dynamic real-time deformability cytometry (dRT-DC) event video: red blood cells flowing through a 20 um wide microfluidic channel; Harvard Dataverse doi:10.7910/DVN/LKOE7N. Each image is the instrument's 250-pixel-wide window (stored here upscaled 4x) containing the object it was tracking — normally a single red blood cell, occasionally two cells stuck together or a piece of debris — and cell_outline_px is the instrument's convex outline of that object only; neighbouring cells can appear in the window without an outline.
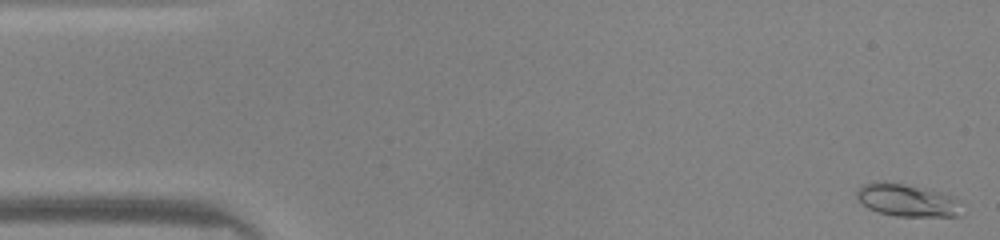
{"species": "common noctule bat (a hibernating species)", "species_latin": "Nyctalus noctula", "temperature_condition": "warm", "stored_images_in_passage": 49, "camera_frame_rate_fps": 3000, "um_per_image_px": 0.085, "animal": {"sex": "male", "body_mass_g": 20.0, "forearm_length_mm": 53.3}, "frame": {"image": 1, "passage_image": 2, "time_ms": 0.333, "image_size_px": [1000, 240], "cell_outline_px": [[960, 216], [896, 216], [880, 212], [868, 208], [856, 196], [856, 192], [860, 184], [884, 180], [928, 188], [952, 196], [960, 200]], "centroid_in_image_um": [77.09, 16.99], "position_along_channel_um": 7.9, "area_um2": 20.11}}
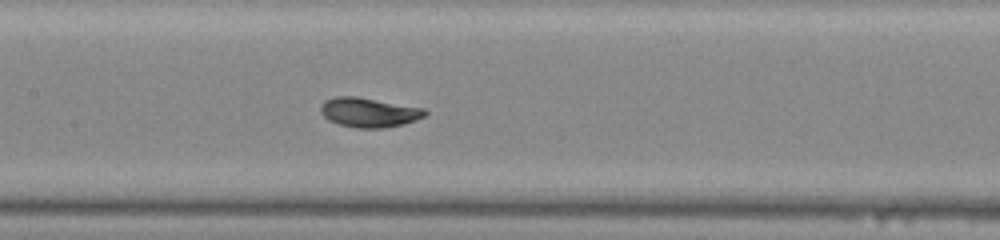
{"frame": {"image": 2, "passage_image": 23, "time_ms": 7.333, "image_size_px": [1000, 240], "cell_outline_px": [[428, 112], [424, 116], [416, 120], [404, 124], [384, 128], [356, 128], [340, 124], [328, 120], [320, 112], [320, 104], [324, 100], [336, 96], [356, 96], [424, 108]], "centroid_in_image_um": [31.34, 9.55], "position_along_channel_um": 176.1, "area_um2": 18.03}}
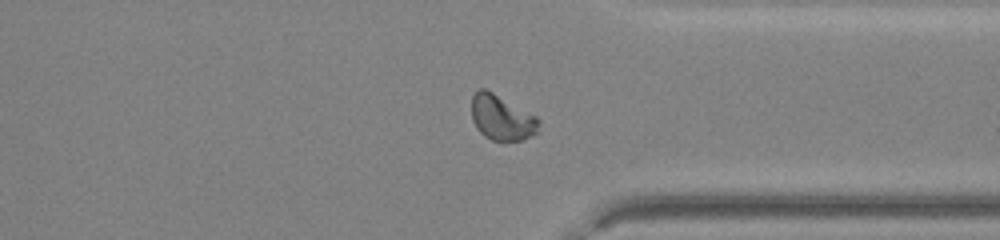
{"frame": {"image": 3, "passage_image": 37, "time_ms": 12.0, "image_size_px": [1000, 240], "cell_outline_px": [[540, 132], [520, 140], [504, 144], [492, 140], [484, 136], [476, 128], [472, 120], [472, 96], [480, 88], [484, 88], [492, 92], [536, 116], [540, 120]], "centroid_in_image_um": [42.66, 10.06], "position_along_channel_um": 368.7, "area_um2": 18.03}, "authors_computed_cell_mechanics": {"area_um2": 17.7446, "velocity_mm_per_s": 4.187, "shape_relaxation_time_tau1_ms": 3.234, "shape_relaxation_time_tau2_ms": null, "deformation_change_tau1": 0.1478, "deformation_change_tau2": null}}